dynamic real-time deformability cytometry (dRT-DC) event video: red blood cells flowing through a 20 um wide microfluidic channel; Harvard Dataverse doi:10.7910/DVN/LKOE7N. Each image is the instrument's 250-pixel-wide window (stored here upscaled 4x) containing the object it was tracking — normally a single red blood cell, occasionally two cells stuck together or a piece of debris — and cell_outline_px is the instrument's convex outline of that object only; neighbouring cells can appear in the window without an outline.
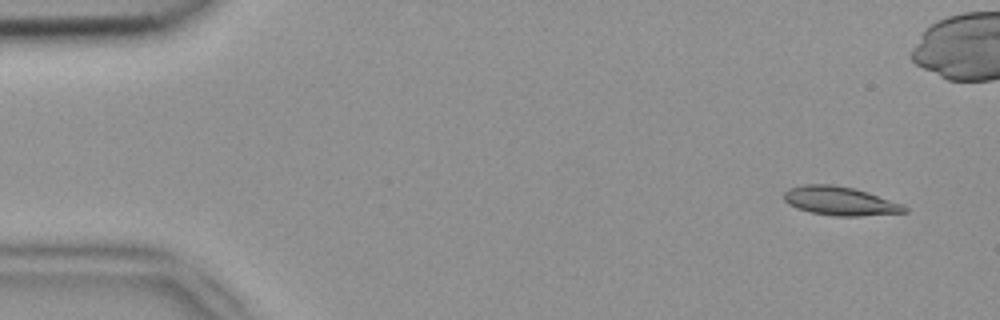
{"species": "common noctule bat (a hibernating species)", "species_latin": "Nyctalus noctula", "temperature_condition": "room temperature", "stored_images_in_passage": 52, "camera_frame_rate_fps": 3000, "um_per_image_px": 0.085, "animal": {"sex": "female", "body_mass_g": 18.4}, "frame": {"image": 1, "passage_image": 3, "time_ms": 0.667, "image_size_px": [1000, 320], "cell_outline_px": [[908, 212], [860, 216], [836, 216], [812, 212], [796, 208], [788, 204], [784, 200], [784, 192], [788, 188], [804, 184], [832, 184], [856, 188], [904, 204], [908, 208]], "centroid_in_image_um": [71.42, 17.07], "position_along_channel_um": 13.6, "area_um2": 20.4}}
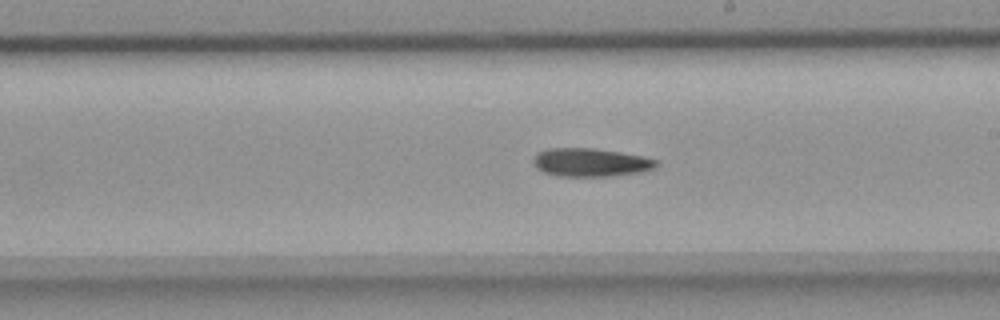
{"frame": {"image": 2, "passage_image": 29, "time_ms": 9.333, "image_size_px": [1000, 320], "cell_outline_px": [[660, 164], [656, 168], [640, 172], [608, 176], [556, 176], [544, 172], [536, 168], [532, 160], [536, 152], [548, 148], [592, 148], [620, 152], [644, 156], [660, 160]], "centroid_in_image_um": [50.22, 13.8], "position_along_channel_um": 238.8, "area_um2": 20.58}}
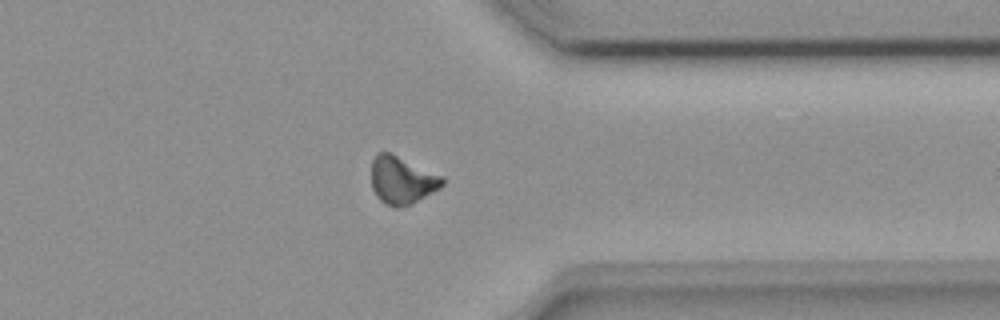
{"frame": {"image": 3, "passage_image": 40, "time_ms": 13.0, "image_size_px": [1000, 320], "cell_outline_px": [[444, 184], [440, 188], [412, 204], [396, 208], [384, 204], [376, 196], [372, 188], [372, 160], [380, 152], [388, 152], [444, 176]], "centroid_in_image_um": [34.18, 15.34], "position_along_channel_um": 377.2, "area_um2": 19.65}}